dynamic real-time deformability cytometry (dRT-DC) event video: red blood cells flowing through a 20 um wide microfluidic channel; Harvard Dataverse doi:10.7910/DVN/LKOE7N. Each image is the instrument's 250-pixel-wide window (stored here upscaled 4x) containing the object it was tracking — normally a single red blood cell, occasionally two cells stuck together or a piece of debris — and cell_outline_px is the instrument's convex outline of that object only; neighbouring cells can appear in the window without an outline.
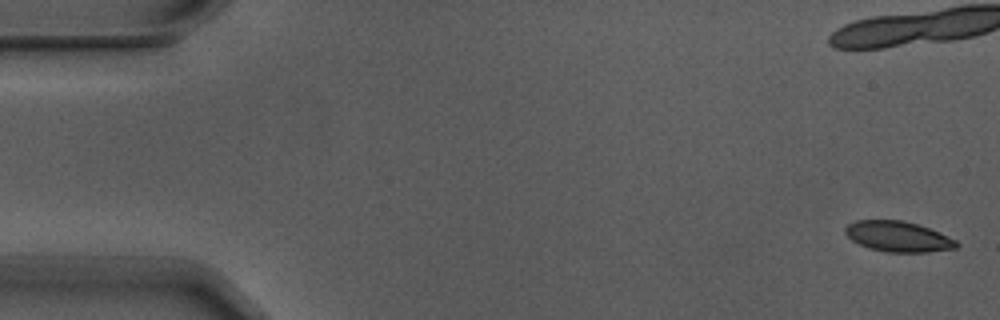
{"species": "Egyptian fruit bat (a non-hibernating species)", "species_latin": "Rousettus aegyptiacus", "temperature_condition": "warm", "stored_images_in_passage": 6, "camera_frame_rate_fps": 3000, "um_per_image_px": 0.085, "animal": {"sex": "male"}, "frame": {"image": 1, "passage_image": 1, "time_ms": 0.0, "image_size_px": [1000, 320], "cell_outline_px": [[960, 244], [956, 248], [928, 252], [888, 252], [868, 248], [852, 240], [844, 232], [844, 228], [848, 224], [856, 220], [904, 220], [940, 232], [956, 240]], "centroid_in_image_um": [76.34, 20.1], "position_along_channel_um": 8.7, "area_um2": 19.77}}